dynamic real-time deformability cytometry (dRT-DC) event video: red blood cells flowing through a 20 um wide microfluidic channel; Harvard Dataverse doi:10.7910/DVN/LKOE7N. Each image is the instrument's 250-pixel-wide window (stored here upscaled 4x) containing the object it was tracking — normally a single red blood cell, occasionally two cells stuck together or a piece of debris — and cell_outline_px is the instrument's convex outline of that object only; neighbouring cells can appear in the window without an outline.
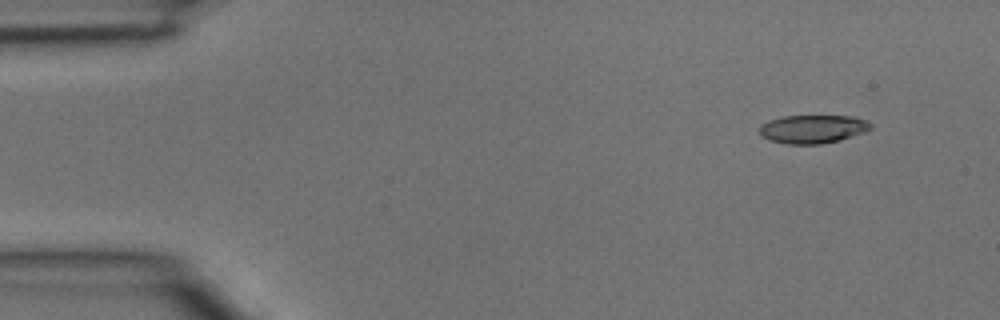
{"species": "common noctule bat (a hibernating species)", "species_latin": "Nyctalus noctula", "temperature_condition": "room temperature", "stored_images_in_passage": 3, "camera_frame_rate_fps": 3000, "um_per_image_px": 0.085, "animal": {"sex": "male", "body_mass_g": 15.6}, "frame": {"image": 1, "passage_image": 1, "time_ms": 0.0, "image_size_px": [1000, 320], "cell_outline_px": [[876, 128], [840, 140], [820, 144], [788, 144], [772, 140], [760, 136], [760, 124], [768, 120], [784, 116], [856, 116], [868, 120]], "centroid_in_image_um": [69.14, 10.96], "position_along_channel_um": 15.9, "area_um2": 18.61}}
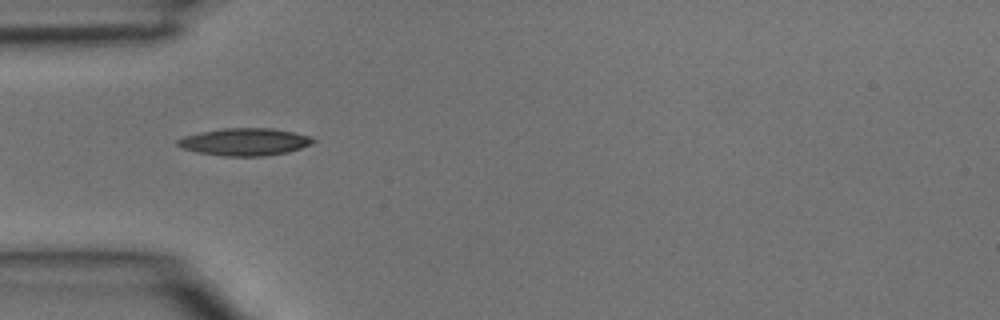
{"frame": {"image": 2, "passage_image": 3, "time_ms": 0.667, "image_size_px": [1000, 320], "cell_outline_px": [[316, 140], [312, 144], [288, 152], [264, 156], [224, 156], [196, 152], [180, 148], [176, 144], [176, 140], [184, 136], [200, 132], [224, 128], [272, 128], [312, 136]], "centroid_in_image_um": [20.79, 12.06], "position_along_channel_um": 64.2, "area_um2": 21.73}}